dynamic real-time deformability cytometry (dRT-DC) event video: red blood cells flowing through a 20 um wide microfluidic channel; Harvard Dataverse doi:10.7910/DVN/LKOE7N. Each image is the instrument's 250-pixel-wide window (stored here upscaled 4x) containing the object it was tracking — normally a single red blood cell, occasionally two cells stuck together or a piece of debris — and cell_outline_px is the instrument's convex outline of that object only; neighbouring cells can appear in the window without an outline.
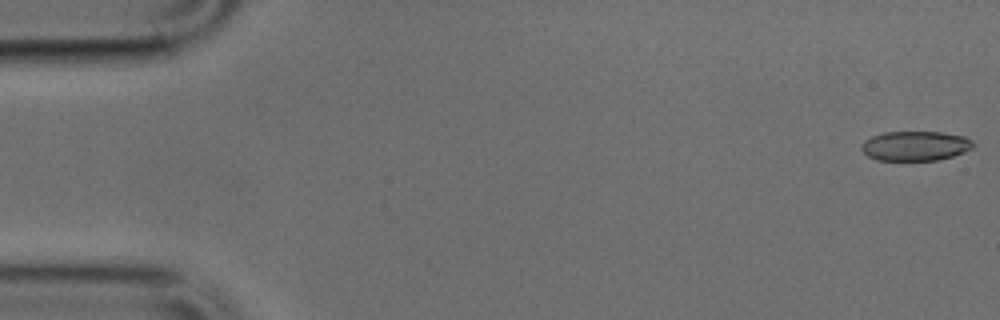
{"species": "common noctule bat (a hibernating species)", "species_latin": "Nyctalus noctula", "temperature_condition": "cold", "stored_images_in_passage": 50, "camera_frame_rate_fps": 3000, "um_per_image_px": 0.085, "animal": {"sex": "male", "body_mass_g": 17.9, "forearm_length_mm": 54.2}, "frame": {"image": 1, "passage_image": 1, "time_ms": 0.0, "image_size_px": [1000, 320], "cell_outline_px": [[976, 144], [972, 148], [964, 152], [952, 156], [936, 160], [876, 160], [868, 156], [860, 148], [860, 144], [864, 140], [872, 136], [884, 132], [940, 132], [964, 136], [972, 140]], "centroid_in_image_um": [77.79, 12.4], "position_along_channel_um": 7.2, "area_um2": 19.36}}
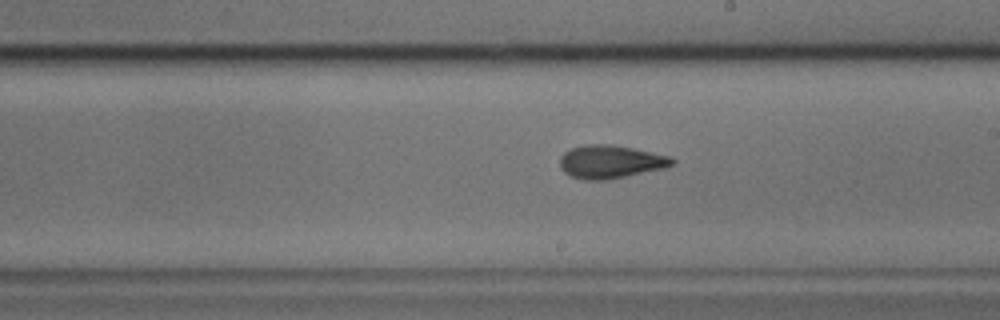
{"frame": {"image": 2, "passage_image": 28, "time_ms": 9.0, "image_size_px": [1000, 320], "cell_outline_px": [[676, 160], [672, 164], [664, 168], [608, 180], [584, 180], [572, 176], [564, 172], [560, 168], [560, 156], [564, 152], [572, 148], [584, 144], [608, 144], [632, 148], [672, 156]], "centroid_in_image_um": [51.88, 13.75], "position_along_channel_um": 237.1, "area_um2": 21.73}}
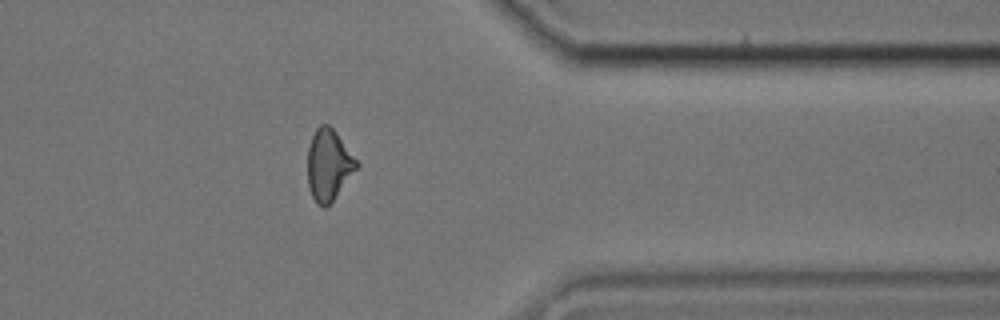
{"frame": {"image": 3, "passage_image": 40, "time_ms": 13.0, "image_size_px": [1000, 320], "cell_outline_px": [[360, 164], [332, 200], [324, 208], [316, 204], [308, 188], [308, 148], [312, 136], [316, 128], [320, 124], [328, 124], [336, 132]], "centroid_in_image_um": [27.91, 14.0], "position_along_channel_um": 383.5, "area_um2": 20.06}}